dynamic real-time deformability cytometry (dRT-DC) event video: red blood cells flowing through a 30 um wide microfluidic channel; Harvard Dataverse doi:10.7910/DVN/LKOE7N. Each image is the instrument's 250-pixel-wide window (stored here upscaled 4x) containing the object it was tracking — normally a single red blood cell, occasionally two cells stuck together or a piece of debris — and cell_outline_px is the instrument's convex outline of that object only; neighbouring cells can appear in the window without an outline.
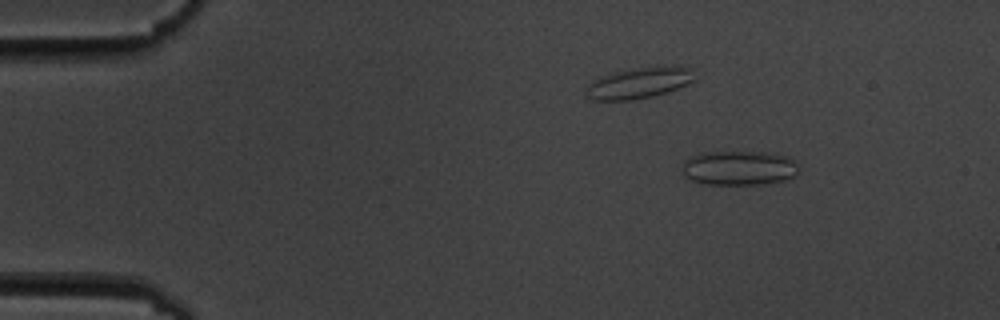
{"species": "common noctule bat (a hibernating species)", "species_latin": "Nyctalus noctula", "temperature_condition": "cold", "stored_images_in_passage": 4, "camera_frame_rate_fps": 3000, "um_per_image_px": 0.085, "animal": {"sex": "male", "body_mass_g": 19.5, "forearm_length_mm": 54.6}, "frame": {"image": 1, "passage_image": 2, "time_ms": 1.333, "image_size_px": [1000, 320], "cell_outline_px": [[800, 172], [796, 176], [784, 180], [764, 184], [704, 184], [692, 180], [684, 176], [684, 160], [688, 156], [700, 152], [764, 152], [788, 156], [796, 164]], "centroid_in_image_um": [62.82, 14.27], "position_along_channel_um": 22.2, "area_um2": 23.58}}